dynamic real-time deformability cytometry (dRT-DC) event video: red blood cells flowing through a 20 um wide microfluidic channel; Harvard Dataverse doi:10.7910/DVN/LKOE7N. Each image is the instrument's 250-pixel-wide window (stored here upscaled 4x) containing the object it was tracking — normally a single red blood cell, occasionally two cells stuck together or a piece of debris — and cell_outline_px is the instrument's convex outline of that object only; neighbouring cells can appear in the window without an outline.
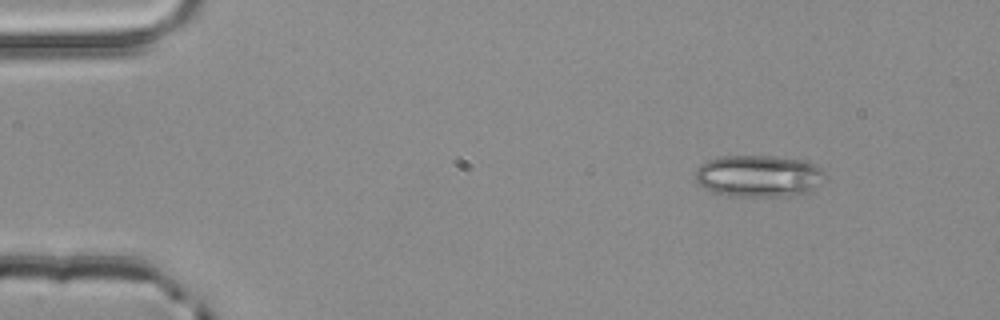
{"species": "common noctule bat (a hibernating species)", "species_latin": "Nyctalus noctula", "temperature_condition": "room temperature", "stored_images_in_passage": 3, "camera_frame_rate_fps": 3000, "um_per_image_px": 0.085, "animal": {"sex": "male", "body_mass_g": 20.4}, "frame": {"image": 1, "passage_image": 1, "time_ms": 0.0, "image_size_px": [1000, 320], "cell_outline_px": [[828, 176], [812, 192], [784, 196], [728, 196], [712, 192], [704, 188], [696, 180], [696, 168], [700, 164], [708, 160], [724, 156], [772, 156], [804, 160], [820, 168]], "centroid_in_image_um": [64.51, 14.97], "position_along_channel_um": 20.5, "area_um2": 31.91}}